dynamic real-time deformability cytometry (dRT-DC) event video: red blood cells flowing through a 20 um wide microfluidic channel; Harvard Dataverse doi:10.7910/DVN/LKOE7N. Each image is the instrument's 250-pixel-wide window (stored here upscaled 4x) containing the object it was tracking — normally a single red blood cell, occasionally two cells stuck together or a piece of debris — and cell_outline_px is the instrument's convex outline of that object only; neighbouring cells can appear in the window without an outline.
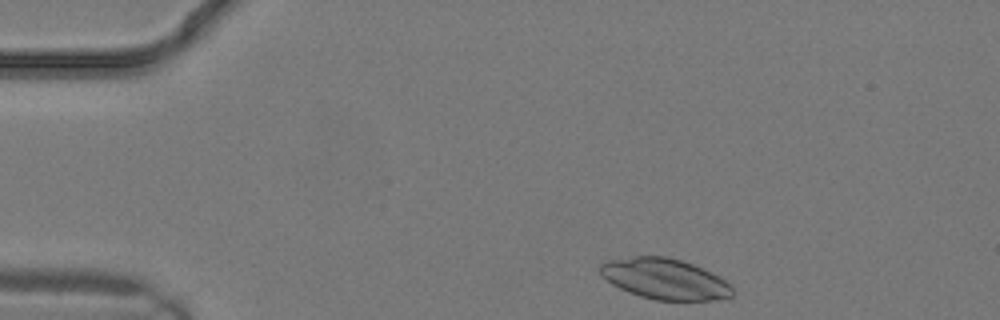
{"species": "common noctule bat (a hibernating species)", "species_latin": "Nyctalus noctula", "temperature_condition": "warm", "stored_images_in_passage": 8, "camera_frame_rate_fps": 3000, "um_per_image_px": 0.085, "animal": {"sex": "male", "body_mass_g": 19.2, "forearm_length_mm": 51.8}, "frame": {"image": 1, "passage_image": 1, "time_ms": 0.0, "image_size_px": [1000, 320], "cell_outline_px": [[732, 296], [720, 300], [656, 300], [640, 296], [628, 292], [612, 284], [600, 272], [600, 264], [608, 260], [636, 256], [668, 256], [692, 264], [712, 272], [732, 284]], "centroid_in_image_um": [56.54, 23.71], "position_along_channel_um": 28.5, "area_um2": 31.39}}
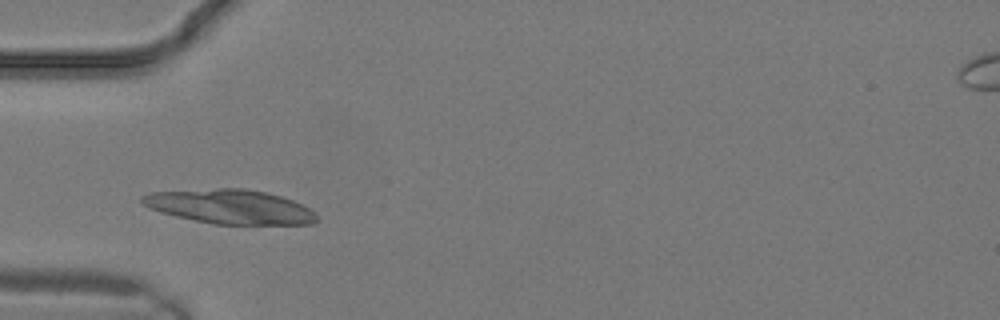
{"frame": {"image": 2, "passage_image": 5, "time_ms": 1.333, "image_size_px": [1000, 320], "cell_outline_px": [[316, 220], [312, 224], [216, 224], [176, 216], [160, 212], [144, 204], [140, 200], [140, 196], [152, 192], [216, 188], [248, 188], [268, 192], [304, 204], [316, 212]], "centroid_in_image_um": [19.59, 17.55], "position_along_channel_um": 65.4, "area_um2": 34.85}}
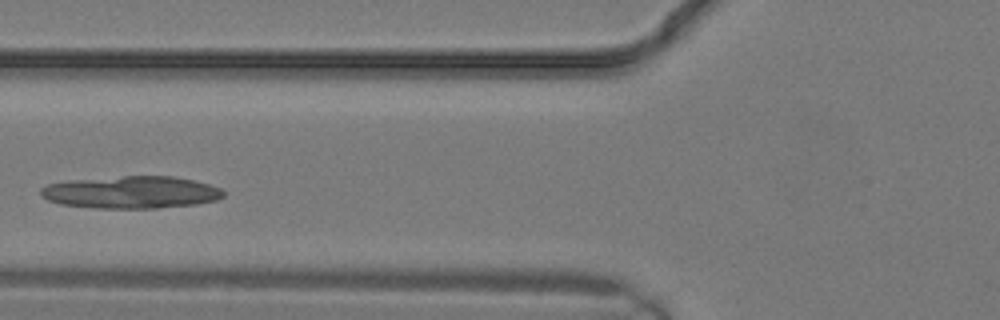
{"frame": {"image": 3, "passage_image": 7, "time_ms": 2.0, "image_size_px": [1000, 320], "cell_outline_px": [[224, 196], [216, 200], [196, 204], [156, 208], [96, 208], [60, 204], [48, 200], [40, 196], [40, 188], [48, 184], [68, 180], [124, 176], [172, 176], [192, 180], [208, 184], [220, 188], [224, 192]], "centroid_in_image_um": [11.12, 16.34], "position_along_channel_um": 114.7, "area_um2": 34.39}}